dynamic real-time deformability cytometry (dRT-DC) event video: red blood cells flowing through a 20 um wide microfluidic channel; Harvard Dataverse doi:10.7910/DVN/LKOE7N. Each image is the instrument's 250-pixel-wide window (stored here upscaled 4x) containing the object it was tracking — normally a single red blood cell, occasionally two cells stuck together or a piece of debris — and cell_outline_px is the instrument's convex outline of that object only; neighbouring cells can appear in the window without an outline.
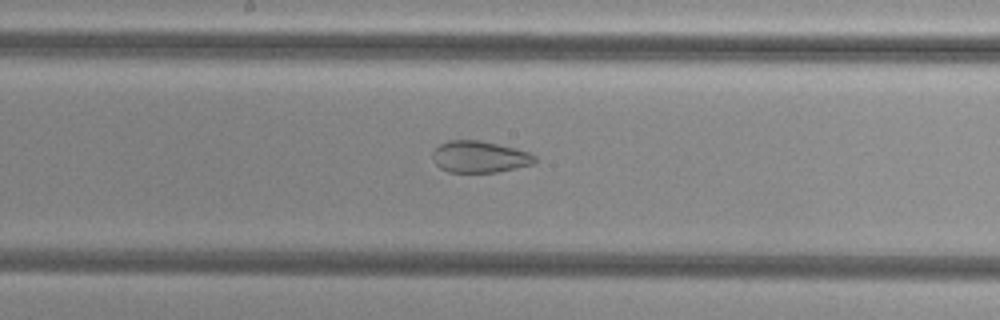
{"species": "common noctule bat (a hibernating species)", "species_latin": "Nyctalus noctula", "temperature_condition": "cold", "stored_images_in_passage": 38, "camera_frame_rate_fps": 3000, "um_per_image_px": 0.085, "animal": {"sex": "female", "body_mass_g": 29.2, "forearm_length_mm": 56.3}, "frame": {"image": 1, "passage_image": 13, "time_ms": 4.0, "image_size_px": [1000, 320], "cell_outline_px": [[536, 160], [532, 164], [496, 172], [448, 172], [440, 168], [432, 160], [432, 152], [440, 144], [448, 140], [480, 140], [516, 148], [528, 152], [536, 156]], "centroid_in_image_um": [40.73, 13.32], "position_along_channel_um": 207.5, "area_um2": 18.84}}
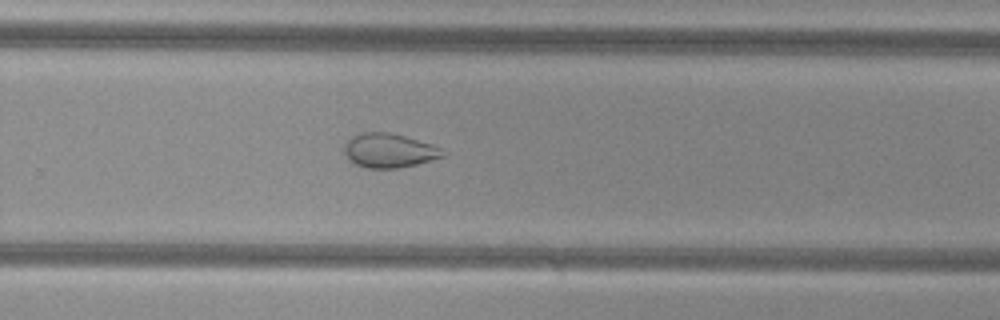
{"frame": {"image": 2, "passage_image": 20, "time_ms": 6.333, "image_size_px": [1000, 320], "cell_outline_px": [[448, 152], [444, 156], [416, 164], [400, 168], [364, 168], [348, 160], [344, 156], [344, 144], [352, 136], [364, 132], [392, 132], [432, 144]], "centroid_in_image_um": [33.06, 12.79], "position_along_channel_um": 296.7, "area_um2": 19.83}}
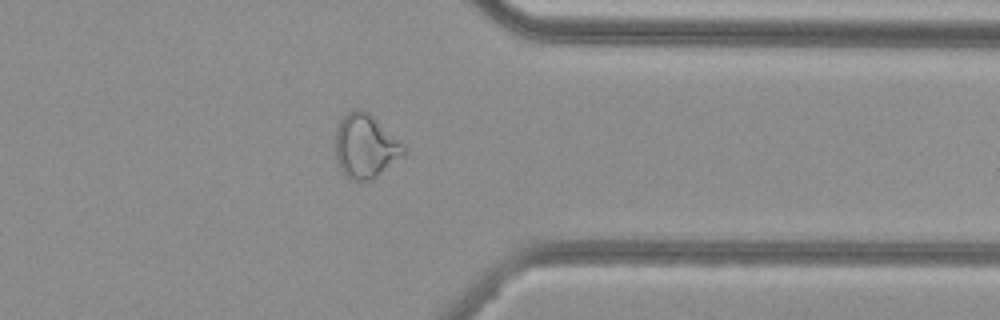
{"frame": {"image": 3, "passage_image": 27, "time_ms": 8.667, "image_size_px": [1000, 320], "cell_outline_px": [[404, 152], [372, 180], [348, 180], [344, 176], [336, 160], [336, 128], [340, 116], [356, 108], [360, 108], [368, 112], [404, 144]], "centroid_in_image_um": [30.99, 12.4], "position_along_channel_um": 380.4, "area_um2": 25.2}, "authors_computed_cell_mechanics": {"area_um2": 24.0737, "velocity_mm_per_s": 3.8441, "shape_relaxation_time_tau1_ms": null, "shape_relaxation_time_tau2_ms": 2.046, "deformation_change_tau1": null, "deformation_change_tau2": 0.0786}}